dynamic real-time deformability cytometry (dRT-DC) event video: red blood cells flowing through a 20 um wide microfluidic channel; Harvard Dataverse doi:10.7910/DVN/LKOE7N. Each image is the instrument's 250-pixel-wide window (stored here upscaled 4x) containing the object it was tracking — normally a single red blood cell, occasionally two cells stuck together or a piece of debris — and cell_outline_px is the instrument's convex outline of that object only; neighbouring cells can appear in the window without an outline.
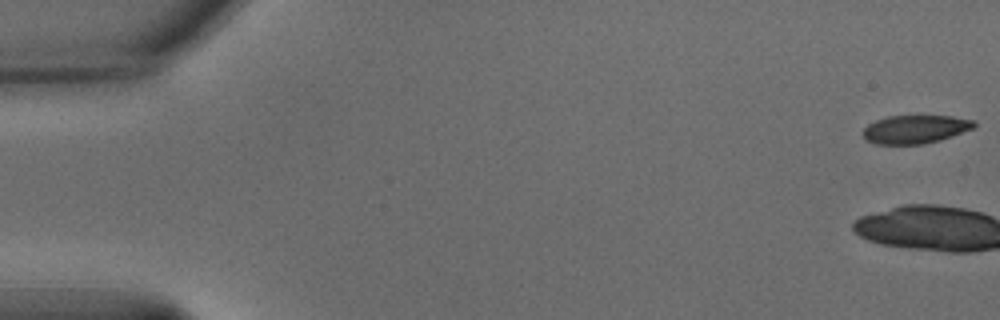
{"species": "common noctule bat (a hibernating species)", "species_latin": "Nyctalus noctula", "temperature_condition": "warm", "stored_images_in_passage": 3, "camera_frame_rate_fps": 3000, "um_per_image_px": 0.085, "animal": {"sex": "male", "body_mass_g": 15.6}, "frame": {"image": 1, "passage_image": 1, "time_ms": 0.0, "image_size_px": [1000, 320], "cell_outline_px": [[976, 124], [972, 128], [940, 140], [920, 144], [876, 144], [868, 140], [864, 136], [864, 128], [868, 124], [876, 120], [888, 116], [952, 116], [972, 120]], "centroid_in_image_um": [77.77, 10.98], "position_along_channel_um": 7.2, "area_um2": 17.98}}